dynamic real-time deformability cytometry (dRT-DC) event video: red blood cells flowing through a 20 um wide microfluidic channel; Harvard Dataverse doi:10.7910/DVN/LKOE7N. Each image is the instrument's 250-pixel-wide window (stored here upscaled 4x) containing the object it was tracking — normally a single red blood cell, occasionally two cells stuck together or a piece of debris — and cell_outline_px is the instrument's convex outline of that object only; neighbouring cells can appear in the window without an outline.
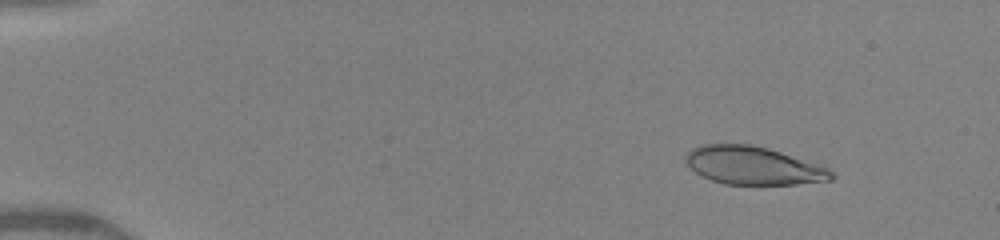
{"species": "human", "species_latin": "Homo sapiens", "temperature_condition": "warm", "stored_images_in_passage": 7, "camera_frame_rate_fps": 3000, "um_per_image_px": 0.085, "donor": {"sex": "female"}, "frame": {"image": 1, "passage_image": 1, "time_ms": 0.0, "image_size_px": [1000, 240], "cell_outline_px": [[836, 176], [832, 180], [796, 184], [724, 184], [712, 180], [696, 172], [684, 160], [688, 152], [692, 148], [700, 144], [752, 144], [768, 148], [824, 164]], "centroid_in_image_um": [64.1, 14.06], "position_along_channel_um": 20.9, "area_um2": 32.6}}
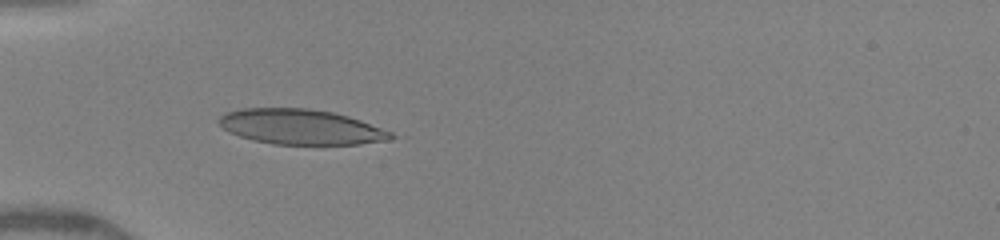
{"frame": {"image": 2, "passage_image": 6, "time_ms": 3.333, "image_size_px": [1000, 240], "cell_outline_px": [[396, 136], [388, 140], [360, 144], [272, 144], [252, 140], [228, 132], [216, 120], [224, 112], [240, 108], [308, 108], [332, 112], [348, 116], [360, 120], [392, 132]], "centroid_in_image_um": [25.53, 10.78], "position_along_channel_um": 59.5, "area_um2": 35.32}}